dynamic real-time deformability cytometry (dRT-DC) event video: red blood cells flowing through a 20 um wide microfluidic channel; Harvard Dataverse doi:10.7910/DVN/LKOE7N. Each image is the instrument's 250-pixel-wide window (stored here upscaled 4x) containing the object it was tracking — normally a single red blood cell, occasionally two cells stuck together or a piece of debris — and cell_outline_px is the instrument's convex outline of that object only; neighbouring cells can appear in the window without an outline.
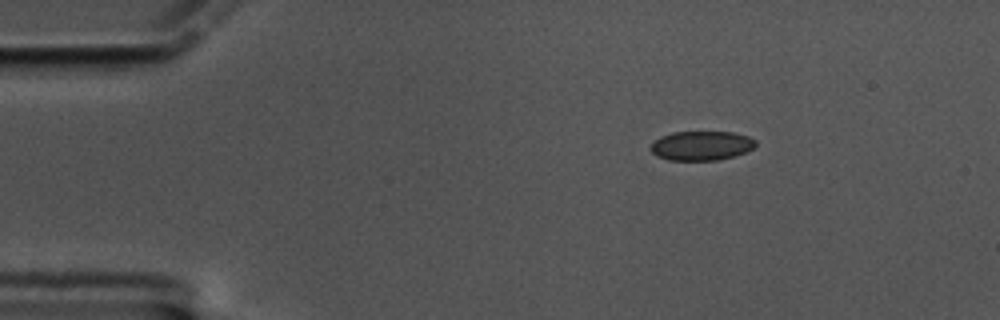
{"species": "common noctule bat (a hibernating species)", "species_latin": "Nyctalus noctula", "temperature_condition": "cold", "stored_images_in_passage": 52, "camera_frame_rate_fps": 3000, "um_per_image_px": 0.085, "animal": {"sex": "male", "body_mass_g": 17.5, "forearm_length_mm": 52.3}, "frame": {"image": 1, "passage_image": 1, "time_ms": 0.0, "image_size_px": [1000, 320], "cell_outline_px": [[756, 144], [752, 148], [744, 152], [732, 156], [716, 160], [668, 160], [656, 156], [652, 152], [652, 144], [660, 136], [672, 132], [732, 132], [748, 136], [756, 140]], "centroid_in_image_um": [59.6, 12.38], "position_along_channel_um": 25.4, "area_um2": 17.74}}
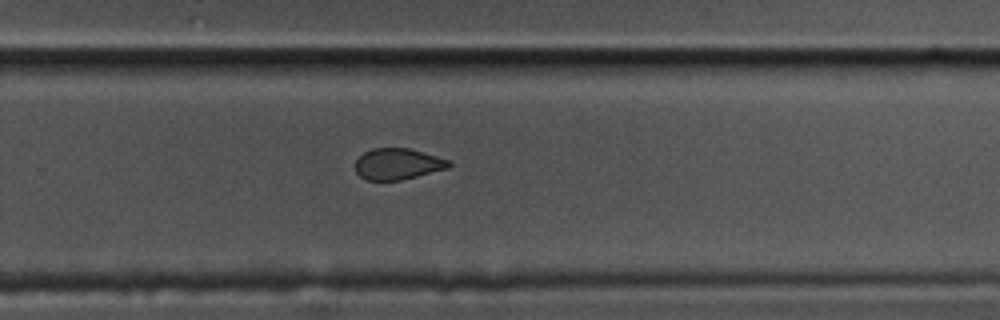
{"frame": {"image": 2, "passage_image": 31, "time_ms": 10.0, "image_size_px": [1000, 320], "cell_outline_px": [[452, 164], [448, 168], [400, 180], [368, 180], [360, 176], [356, 172], [356, 160], [364, 152], [372, 148], [408, 148], [436, 156], [448, 160]], "centroid_in_image_um": [33.79, 13.93], "position_along_channel_um": 296.0, "area_um2": 16.76}}
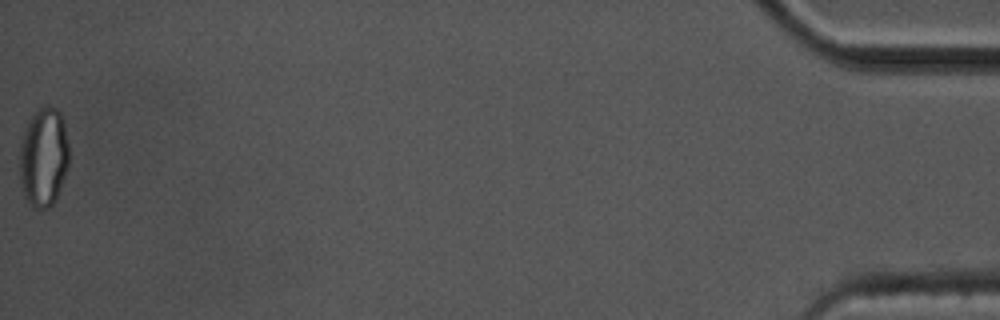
{"frame": {"image": 3, "passage_image": 52, "time_ms": 17.0, "image_size_px": [1000, 320], "cell_outline_px": [[68, 164], [60, 188], [52, 204], [48, 208], [32, 208], [24, 200], [20, 184], [20, 140], [24, 128], [32, 112], [48, 104], [56, 108], [60, 112], [64, 124], [68, 144]], "centroid_in_image_um": [3.67, 13.34], "position_along_channel_um": 431.5, "area_um2": 28.96}, "authors_computed_cell_mechanics": {"area_um2": 18.5538, "velocity_mm_per_s": 3.3464, "shape_relaxation_time_tau1_ms": null, "shape_relaxation_time_tau2_ms": 2.2672, "deformation_change_tau1": null, "deformation_change_tau2": 0.07}}